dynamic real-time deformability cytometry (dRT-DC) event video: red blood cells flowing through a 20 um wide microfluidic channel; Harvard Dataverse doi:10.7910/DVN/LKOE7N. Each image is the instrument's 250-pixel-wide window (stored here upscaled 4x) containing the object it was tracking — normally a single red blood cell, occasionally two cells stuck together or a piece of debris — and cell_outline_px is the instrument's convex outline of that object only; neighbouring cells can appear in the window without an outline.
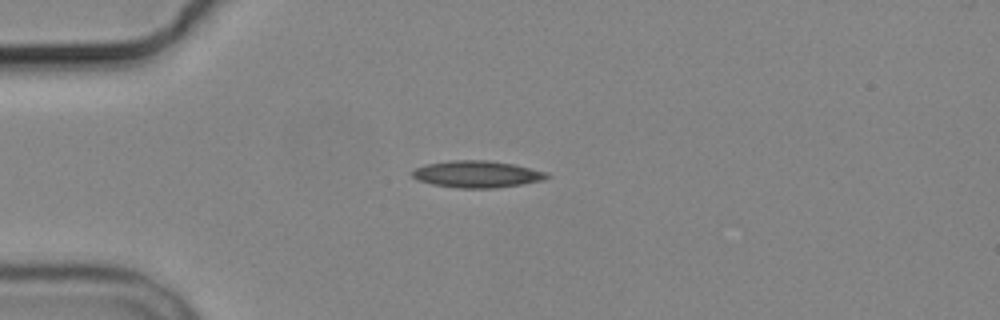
{"species": "common noctule bat (a hibernating species)", "species_latin": "Nyctalus noctula", "temperature_condition": "cold", "stored_images_in_passage": 2, "camera_frame_rate_fps": 3000, "um_per_image_px": 0.085, "animal": {"sex": "male", "body_mass_g": 19.2, "forearm_length_mm": 51.8}, "frame": {"image": 1, "passage_image": 2, "time_ms": 1.333, "image_size_px": [1000, 320], "cell_outline_px": [[552, 176], [544, 180], [524, 184], [496, 188], [460, 188], [432, 184], [420, 180], [412, 176], [412, 172], [416, 168], [424, 164], [448, 160], [488, 160], [512, 164], [548, 172]], "centroid_in_image_um": [40.58, 14.8], "position_along_channel_um": 44.4, "area_um2": 21.15}}